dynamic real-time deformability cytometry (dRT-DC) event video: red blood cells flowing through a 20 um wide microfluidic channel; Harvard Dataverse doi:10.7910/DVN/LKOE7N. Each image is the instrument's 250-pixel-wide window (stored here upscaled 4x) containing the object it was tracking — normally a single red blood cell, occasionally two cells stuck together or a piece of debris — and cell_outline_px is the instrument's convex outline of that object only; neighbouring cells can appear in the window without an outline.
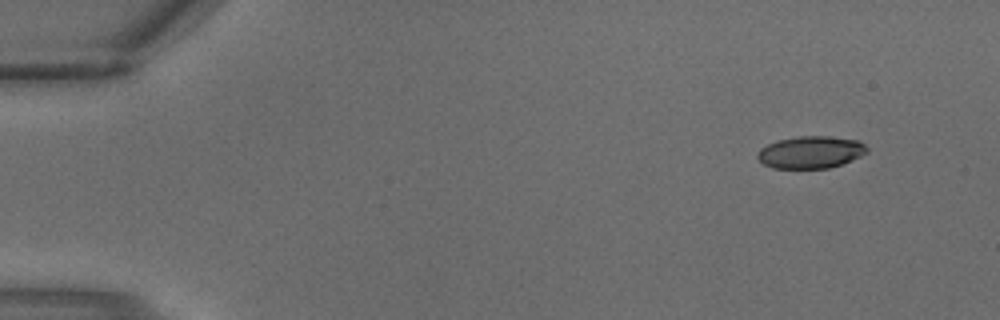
{"species": "common noctule bat (a hibernating species)", "species_latin": "Nyctalus noctula", "temperature_condition": "warm", "stored_images_in_passage": 3, "camera_frame_rate_fps": 3000, "um_per_image_px": 0.085, "animal": {"sex": "male", "body_mass_g": 18.8}, "frame": {"image": 1, "passage_image": 1, "time_ms": 0.0, "image_size_px": [1000, 320], "cell_outline_px": [[868, 152], [852, 160], [828, 168], [772, 168], [764, 164], [756, 156], [760, 148], [776, 140], [796, 136], [832, 136], [856, 140], [864, 144], [868, 148]], "centroid_in_image_um": [68.9, 12.93], "position_along_channel_um": 16.1, "area_um2": 20.58}}
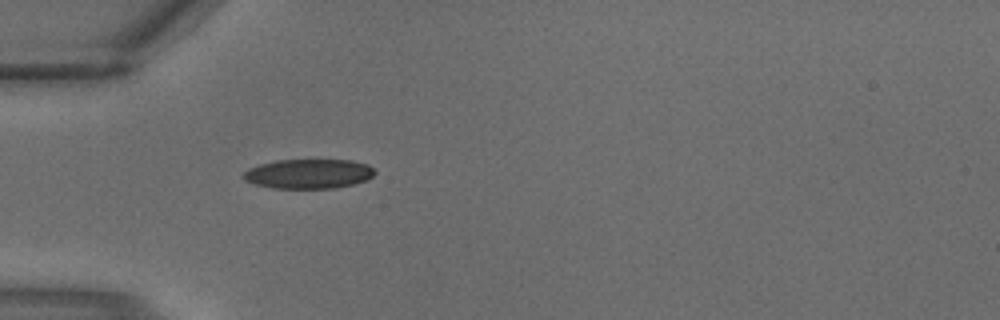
{"frame": {"image": 2, "passage_image": 3, "time_ms": 0.667, "image_size_px": [1000, 320], "cell_outline_px": [[376, 172], [368, 180], [336, 188], [272, 188], [256, 184], [244, 180], [240, 176], [248, 168], [260, 164], [276, 160], [352, 160], [368, 164]], "centroid_in_image_um": [26.22, 14.77], "position_along_channel_um": 58.8, "area_um2": 22.72}}